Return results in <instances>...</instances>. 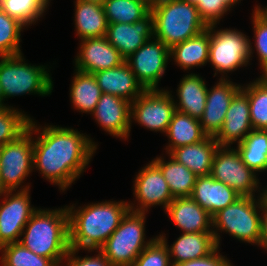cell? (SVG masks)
Segmentation results:
<instances>
[{
	"label": "cell",
	"mask_w": 267,
	"mask_h": 266,
	"mask_svg": "<svg viewBox=\"0 0 267 266\" xmlns=\"http://www.w3.org/2000/svg\"><path fill=\"white\" fill-rule=\"evenodd\" d=\"M29 126L38 133L33 137V169L60 191H66L85 172L98 144L71 127L38 126L33 118Z\"/></svg>",
	"instance_id": "1"
},
{
	"label": "cell",
	"mask_w": 267,
	"mask_h": 266,
	"mask_svg": "<svg viewBox=\"0 0 267 266\" xmlns=\"http://www.w3.org/2000/svg\"><path fill=\"white\" fill-rule=\"evenodd\" d=\"M128 203L108 200L79 207L68 205L69 247L88 253L100 249L130 210Z\"/></svg>",
	"instance_id": "2"
},
{
	"label": "cell",
	"mask_w": 267,
	"mask_h": 266,
	"mask_svg": "<svg viewBox=\"0 0 267 266\" xmlns=\"http://www.w3.org/2000/svg\"><path fill=\"white\" fill-rule=\"evenodd\" d=\"M19 242L35 254L62 266L70 249L67 206L58 209L38 208L24 227Z\"/></svg>",
	"instance_id": "3"
},
{
	"label": "cell",
	"mask_w": 267,
	"mask_h": 266,
	"mask_svg": "<svg viewBox=\"0 0 267 266\" xmlns=\"http://www.w3.org/2000/svg\"><path fill=\"white\" fill-rule=\"evenodd\" d=\"M154 38L169 49L207 28L195 5L183 0H162L151 7Z\"/></svg>",
	"instance_id": "4"
},
{
	"label": "cell",
	"mask_w": 267,
	"mask_h": 266,
	"mask_svg": "<svg viewBox=\"0 0 267 266\" xmlns=\"http://www.w3.org/2000/svg\"><path fill=\"white\" fill-rule=\"evenodd\" d=\"M53 85L47 65L28 64L23 53L0 57V105L7 106L5 99L19 95H51Z\"/></svg>",
	"instance_id": "5"
},
{
	"label": "cell",
	"mask_w": 267,
	"mask_h": 266,
	"mask_svg": "<svg viewBox=\"0 0 267 266\" xmlns=\"http://www.w3.org/2000/svg\"><path fill=\"white\" fill-rule=\"evenodd\" d=\"M264 196L240 197L233 204L220 210L212 217L213 234L218 247L220 232L251 245L260 246L261 216Z\"/></svg>",
	"instance_id": "6"
},
{
	"label": "cell",
	"mask_w": 267,
	"mask_h": 266,
	"mask_svg": "<svg viewBox=\"0 0 267 266\" xmlns=\"http://www.w3.org/2000/svg\"><path fill=\"white\" fill-rule=\"evenodd\" d=\"M145 221L146 213L129 210L99 249L113 266H130L157 237L146 239Z\"/></svg>",
	"instance_id": "7"
},
{
	"label": "cell",
	"mask_w": 267,
	"mask_h": 266,
	"mask_svg": "<svg viewBox=\"0 0 267 266\" xmlns=\"http://www.w3.org/2000/svg\"><path fill=\"white\" fill-rule=\"evenodd\" d=\"M210 25L209 62L214 69V77L220 73V79H228L227 73L240 67H247L255 52L251 39L237 29H216ZM217 30V31H216ZM226 74V75H225Z\"/></svg>",
	"instance_id": "8"
},
{
	"label": "cell",
	"mask_w": 267,
	"mask_h": 266,
	"mask_svg": "<svg viewBox=\"0 0 267 266\" xmlns=\"http://www.w3.org/2000/svg\"><path fill=\"white\" fill-rule=\"evenodd\" d=\"M35 134L28 126L17 139L0 146V192L30 189V185L22 184L34 170L32 135Z\"/></svg>",
	"instance_id": "9"
},
{
	"label": "cell",
	"mask_w": 267,
	"mask_h": 266,
	"mask_svg": "<svg viewBox=\"0 0 267 266\" xmlns=\"http://www.w3.org/2000/svg\"><path fill=\"white\" fill-rule=\"evenodd\" d=\"M210 175L215 180L227 184L241 197H255L256 191L257 196H264V188L260 189L257 174L246 166L237 149L231 146L218 147Z\"/></svg>",
	"instance_id": "10"
},
{
	"label": "cell",
	"mask_w": 267,
	"mask_h": 266,
	"mask_svg": "<svg viewBox=\"0 0 267 266\" xmlns=\"http://www.w3.org/2000/svg\"><path fill=\"white\" fill-rule=\"evenodd\" d=\"M167 89L145 90L131 102L130 121L154 132L166 133L176 111L174 96Z\"/></svg>",
	"instance_id": "11"
},
{
	"label": "cell",
	"mask_w": 267,
	"mask_h": 266,
	"mask_svg": "<svg viewBox=\"0 0 267 266\" xmlns=\"http://www.w3.org/2000/svg\"><path fill=\"white\" fill-rule=\"evenodd\" d=\"M170 59V49L160 40H147L125 61L145 90L159 89L158 83L165 74Z\"/></svg>",
	"instance_id": "12"
},
{
	"label": "cell",
	"mask_w": 267,
	"mask_h": 266,
	"mask_svg": "<svg viewBox=\"0 0 267 266\" xmlns=\"http://www.w3.org/2000/svg\"><path fill=\"white\" fill-rule=\"evenodd\" d=\"M3 197V198H2ZM0 247L19 242L24 227L38 209L31 204L30 189L0 192Z\"/></svg>",
	"instance_id": "13"
},
{
	"label": "cell",
	"mask_w": 267,
	"mask_h": 266,
	"mask_svg": "<svg viewBox=\"0 0 267 266\" xmlns=\"http://www.w3.org/2000/svg\"><path fill=\"white\" fill-rule=\"evenodd\" d=\"M135 176L133 194L136 200L128 203L130 210L147 213L151 207L162 206L165 211L174 198L160 168L151 161Z\"/></svg>",
	"instance_id": "14"
},
{
	"label": "cell",
	"mask_w": 267,
	"mask_h": 266,
	"mask_svg": "<svg viewBox=\"0 0 267 266\" xmlns=\"http://www.w3.org/2000/svg\"><path fill=\"white\" fill-rule=\"evenodd\" d=\"M130 113L131 102L116 95L102 93L91 115L102 130L125 141L129 139L131 131Z\"/></svg>",
	"instance_id": "15"
},
{
	"label": "cell",
	"mask_w": 267,
	"mask_h": 266,
	"mask_svg": "<svg viewBox=\"0 0 267 266\" xmlns=\"http://www.w3.org/2000/svg\"><path fill=\"white\" fill-rule=\"evenodd\" d=\"M241 85L228 79H220L207 91L206 106L200 124L208 136L215 137L222 129L227 110Z\"/></svg>",
	"instance_id": "16"
},
{
	"label": "cell",
	"mask_w": 267,
	"mask_h": 266,
	"mask_svg": "<svg viewBox=\"0 0 267 266\" xmlns=\"http://www.w3.org/2000/svg\"><path fill=\"white\" fill-rule=\"evenodd\" d=\"M74 61V69L94 74L97 71L115 68L124 63L125 59L106 37H94L81 40Z\"/></svg>",
	"instance_id": "17"
},
{
	"label": "cell",
	"mask_w": 267,
	"mask_h": 266,
	"mask_svg": "<svg viewBox=\"0 0 267 266\" xmlns=\"http://www.w3.org/2000/svg\"><path fill=\"white\" fill-rule=\"evenodd\" d=\"M109 43L116 48L126 60L147 40L154 37L153 15L150 12L141 20L130 23L108 24L106 36Z\"/></svg>",
	"instance_id": "18"
},
{
	"label": "cell",
	"mask_w": 267,
	"mask_h": 266,
	"mask_svg": "<svg viewBox=\"0 0 267 266\" xmlns=\"http://www.w3.org/2000/svg\"><path fill=\"white\" fill-rule=\"evenodd\" d=\"M252 130L248 96L240 90L231 101L222 129L215 140L219 146H231L242 142Z\"/></svg>",
	"instance_id": "19"
},
{
	"label": "cell",
	"mask_w": 267,
	"mask_h": 266,
	"mask_svg": "<svg viewBox=\"0 0 267 266\" xmlns=\"http://www.w3.org/2000/svg\"><path fill=\"white\" fill-rule=\"evenodd\" d=\"M165 213L182 233L213 232L212 216L192 197L174 198Z\"/></svg>",
	"instance_id": "20"
},
{
	"label": "cell",
	"mask_w": 267,
	"mask_h": 266,
	"mask_svg": "<svg viewBox=\"0 0 267 266\" xmlns=\"http://www.w3.org/2000/svg\"><path fill=\"white\" fill-rule=\"evenodd\" d=\"M93 75L102 93L116 95L129 102H133L145 91L126 61L115 68L97 71Z\"/></svg>",
	"instance_id": "21"
},
{
	"label": "cell",
	"mask_w": 267,
	"mask_h": 266,
	"mask_svg": "<svg viewBox=\"0 0 267 266\" xmlns=\"http://www.w3.org/2000/svg\"><path fill=\"white\" fill-rule=\"evenodd\" d=\"M165 235L158 236L167 244L172 266L207 256L218 247L213 232L182 233L171 246Z\"/></svg>",
	"instance_id": "22"
},
{
	"label": "cell",
	"mask_w": 267,
	"mask_h": 266,
	"mask_svg": "<svg viewBox=\"0 0 267 266\" xmlns=\"http://www.w3.org/2000/svg\"><path fill=\"white\" fill-rule=\"evenodd\" d=\"M191 197L213 217L241 196L209 175L197 176Z\"/></svg>",
	"instance_id": "23"
},
{
	"label": "cell",
	"mask_w": 267,
	"mask_h": 266,
	"mask_svg": "<svg viewBox=\"0 0 267 266\" xmlns=\"http://www.w3.org/2000/svg\"><path fill=\"white\" fill-rule=\"evenodd\" d=\"M219 144L213 136L204 140L173 149L169 155L180 164L186 166L197 176H209L212 162Z\"/></svg>",
	"instance_id": "24"
},
{
	"label": "cell",
	"mask_w": 267,
	"mask_h": 266,
	"mask_svg": "<svg viewBox=\"0 0 267 266\" xmlns=\"http://www.w3.org/2000/svg\"><path fill=\"white\" fill-rule=\"evenodd\" d=\"M179 82L176 90L179 100L174 99L176 110L200 120L206 106L208 91L205 79L199 74L190 73L183 76Z\"/></svg>",
	"instance_id": "25"
},
{
	"label": "cell",
	"mask_w": 267,
	"mask_h": 266,
	"mask_svg": "<svg viewBox=\"0 0 267 266\" xmlns=\"http://www.w3.org/2000/svg\"><path fill=\"white\" fill-rule=\"evenodd\" d=\"M210 25L200 34L174 45L170 49V58L185 71L206 66L209 62Z\"/></svg>",
	"instance_id": "26"
},
{
	"label": "cell",
	"mask_w": 267,
	"mask_h": 266,
	"mask_svg": "<svg viewBox=\"0 0 267 266\" xmlns=\"http://www.w3.org/2000/svg\"><path fill=\"white\" fill-rule=\"evenodd\" d=\"M74 4V24L78 39L105 37L108 22L103 5L82 0H76Z\"/></svg>",
	"instance_id": "27"
},
{
	"label": "cell",
	"mask_w": 267,
	"mask_h": 266,
	"mask_svg": "<svg viewBox=\"0 0 267 266\" xmlns=\"http://www.w3.org/2000/svg\"><path fill=\"white\" fill-rule=\"evenodd\" d=\"M165 135L169 141L165 146L166 154L178 147L198 143L208 136L198 119L177 110L172 116Z\"/></svg>",
	"instance_id": "28"
},
{
	"label": "cell",
	"mask_w": 267,
	"mask_h": 266,
	"mask_svg": "<svg viewBox=\"0 0 267 266\" xmlns=\"http://www.w3.org/2000/svg\"><path fill=\"white\" fill-rule=\"evenodd\" d=\"M167 156L168 161L163 156H157L152 161L160 168L173 198L191 197L197 175L169 154Z\"/></svg>",
	"instance_id": "29"
},
{
	"label": "cell",
	"mask_w": 267,
	"mask_h": 266,
	"mask_svg": "<svg viewBox=\"0 0 267 266\" xmlns=\"http://www.w3.org/2000/svg\"><path fill=\"white\" fill-rule=\"evenodd\" d=\"M74 72L69 93L70 102L77 112L89 113L91 116L102 95V91L93 74L76 69Z\"/></svg>",
	"instance_id": "30"
},
{
	"label": "cell",
	"mask_w": 267,
	"mask_h": 266,
	"mask_svg": "<svg viewBox=\"0 0 267 266\" xmlns=\"http://www.w3.org/2000/svg\"><path fill=\"white\" fill-rule=\"evenodd\" d=\"M235 147L254 173L267 171V130H252Z\"/></svg>",
	"instance_id": "31"
},
{
	"label": "cell",
	"mask_w": 267,
	"mask_h": 266,
	"mask_svg": "<svg viewBox=\"0 0 267 266\" xmlns=\"http://www.w3.org/2000/svg\"><path fill=\"white\" fill-rule=\"evenodd\" d=\"M248 96L249 112L254 130H267V75L241 86Z\"/></svg>",
	"instance_id": "32"
},
{
	"label": "cell",
	"mask_w": 267,
	"mask_h": 266,
	"mask_svg": "<svg viewBox=\"0 0 267 266\" xmlns=\"http://www.w3.org/2000/svg\"><path fill=\"white\" fill-rule=\"evenodd\" d=\"M103 8L108 24H133L151 12V7L142 0H106Z\"/></svg>",
	"instance_id": "33"
},
{
	"label": "cell",
	"mask_w": 267,
	"mask_h": 266,
	"mask_svg": "<svg viewBox=\"0 0 267 266\" xmlns=\"http://www.w3.org/2000/svg\"><path fill=\"white\" fill-rule=\"evenodd\" d=\"M51 0H0V8L27 28L43 17Z\"/></svg>",
	"instance_id": "34"
},
{
	"label": "cell",
	"mask_w": 267,
	"mask_h": 266,
	"mask_svg": "<svg viewBox=\"0 0 267 266\" xmlns=\"http://www.w3.org/2000/svg\"><path fill=\"white\" fill-rule=\"evenodd\" d=\"M31 117L13 106L0 105V146L17 139L29 126Z\"/></svg>",
	"instance_id": "35"
},
{
	"label": "cell",
	"mask_w": 267,
	"mask_h": 266,
	"mask_svg": "<svg viewBox=\"0 0 267 266\" xmlns=\"http://www.w3.org/2000/svg\"><path fill=\"white\" fill-rule=\"evenodd\" d=\"M27 26L0 8V57L22 54L21 32Z\"/></svg>",
	"instance_id": "36"
},
{
	"label": "cell",
	"mask_w": 267,
	"mask_h": 266,
	"mask_svg": "<svg viewBox=\"0 0 267 266\" xmlns=\"http://www.w3.org/2000/svg\"><path fill=\"white\" fill-rule=\"evenodd\" d=\"M0 253L1 266H58L52 259L35 254L20 242L1 246Z\"/></svg>",
	"instance_id": "37"
},
{
	"label": "cell",
	"mask_w": 267,
	"mask_h": 266,
	"mask_svg": "<svg viewBox=\"0 0 267 266\" xmlns=\"http://www.w3.org/2000/svg\"><path fill=\"white\" fill-rule=\"evenodd\" d=\"M130 266H172L167 244L157 235Z\"/></svg>",
	"instance_id": "38"
},
{
	"label": "cell",
	"mask_w": 267,
	"mask_h": 266,
	"mask_svg": "<svg viewBox=\"0 0 267 266\" xmlns=\"http://www.w3.org/2000/svg\"><path fill=\"white\" fill-rule=\"evenodd\" d=\"M252 24L254 32V50L258 55V61L262 75H267V23L253 10Z\"/></svg>",
	"instance_id": "39"
},
{
	"label": "cell",
	"mask_w": 267,
	"mask_h": 266,
	"mask_svg": "<svg viewBox=\"0 0 267 266\" xmlns=\"http://www.w3.org/2000/svg\"><path fill=\"white\" fill-rule=\"evenodd\" d=\"M195 6L207 26L219 24L221 18L231 11L223 1L219 0H199Z\"/></svg>",
	"instance_id": "40"
},
{
	"label": "cell",
	"mask_w": 267,
	"mask_h": 266,
	"mask_svg": "<svg viewBox=\"0 0 267 266\" xmlns=\"http://www.w3.org/2000/svg\"><path fill=\"white\" fill-rule=\"evenodd\" d=\"M96 255L85 257H79L77 254L79 250L70 248L65 259L63 260V266H113L104 254L98 249L95 250ZM77 253V254H76ZM65 263V265H64Z\"/></svg>",
	"instance_id": "41"
},
{
	"label": "cell",
	"mask_w": 267,
	"mask_h": 266,
	"mask_svg": "<svg viewBox=\"0 0 267 266\" xmlns=\"http://www.w3.org/2000/svg\"><path fill=\"white\" fill-rule=\"evenodd\" d=\"M219 248L220 247H217L207 256L182 262L174 266H233L230 260L219 252Z\"/></svg>",
	"instance_id": "42"
},
{
	"label": "cell",
	"mask_w": 267,
	"mask_h": 266,
	"mask_svg": "<svg viewBox=\"0 0 267 266\" xmlns=\"http://www.w3.org/2000/svg\"><path fill=\"white\" fill-rule=\"evenodd\" d=\"M260 247L267 251V202L262 203Z\"/></svg>",
	"instance_id": "43"
},
{
	"label": "cell",
	"mask_w": 267,
	"mask_h": 266,
	"mask_svg": "<svg viewBox=\"0 0 267 266\" xmlns=\"http://www.w3.org/2000/svg\"><path fill=\"white\" fill-rule=\"evenodd\" d=\"M254 11L267 23V6L262 8L260 5H256Z\"/></svg>",
	"instance_id": "44"
},
{
	"label": "cell",
	"mask_w": 267,
	"mask_h": 266,
	"mask_svg": "<svg viewBox=\"0 0 267 266\" xmlns=\"http://www.w3.org/2000/svg\"><path fill=\"white\" fill-rule=\"evenodd\" d=\"M219 1H223L224 4L231 10L233 6L240 3L242 0H219Z\"/></svg>",
	"instance_id": "45"
},
{
	"label": "cell",
	"mask_w": 267,
	"mask_h": 266,
	"mask_svg": "<svg viewBox=\"0 0 267 266\" xmlns=\"http://www.w3.org/2000/svg\"><path fill=\"white\" fill-rule=\"evenodd\" d=\"M146 2L150 7L154 6L155 4L160 3L162 0H142Z\"/></svg>",
	"instance_id": "46"
},
{
	"label": "cell",
	"mask_w": 267,
	"mask_h": 266,
	"mask_svg": "<svg viewBox=\"0 0 267 266\" xmlns=\"http://www.w3.org/2000/svg\"><path fill=\"white\" fill-rule=\"evenodd\" d=\"M82 1L95 3V4H98V5H103L106 0H82Z\"/></svg>",
	"instance_id": "47"
},
{
	"label": "cell",
	"mask_w": 267,
	"mask_h": 266,
	"mask_svg": "<svg viewBox=\"0 0 267 266\" xmlns=\"http://www.w3.org/2000/svg\"><path fill=\"white\" fill-rule=\"evenodd\" d=\"M183 1H186L192 5H196L199 2V0H183Z\"/></svg>",
	"instance_id": "48"
},
{
	"label": "cell",
	"mask_w": 267,
	"mask_h": 266,
	"mask_svg": "<svg viewBox=\"0 0 267 266\" xmlns=\"http://www.w3.org/2000/svg\"><path fill=\"white\" fill-rule=\"evenodd\" d=\"M263 191H264L263 193H264L265 201L267 202V186H266V189Z\"/></svg>",
	"instance_id": "49"
}]
</instances>
